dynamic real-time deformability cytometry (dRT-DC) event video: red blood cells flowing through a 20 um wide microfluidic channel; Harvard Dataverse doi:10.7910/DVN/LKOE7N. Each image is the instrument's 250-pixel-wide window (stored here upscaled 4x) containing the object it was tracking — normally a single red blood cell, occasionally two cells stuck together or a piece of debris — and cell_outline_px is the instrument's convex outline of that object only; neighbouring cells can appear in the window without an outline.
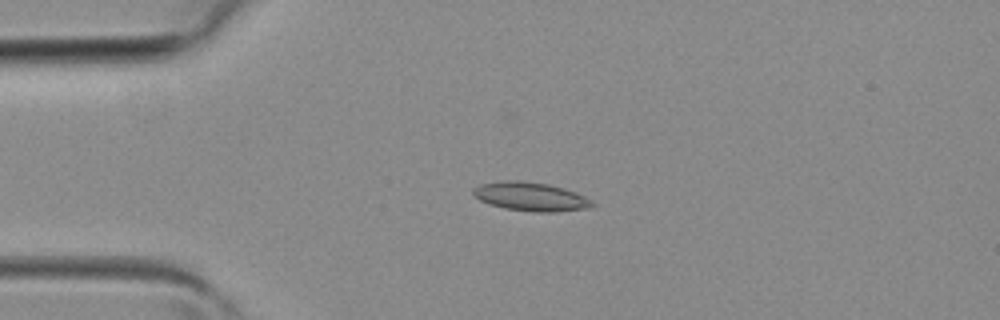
{"species": "common noctule bat (a hibernating species)", "species_latin": "Nyctalus noctula", "temperature_condition": "room temperature", "stored_images_in_passage": 4, "camera_frame_rate_fps": 3000, "um_per_image_px": 0.085, "animal": {"sex": "female", "body_mass_g": 19.3, "forearm_length_mm": 54.1}, "frame": {"image": 1, "passage_image": 3, "time_ms": 0.667, "image_size_px": [1000, 320], "cell_outline_px": [[596, 204], [592, 208], [556, 212], [532, 212], [504, 208], [488, 204], [472, 196], [472, 188], [480, 184], [504, 180], [520, 180], [548, 184], [564, 188], [576, 192], [584, 196]], "centroid_in_image_um": [45.09, 16.71], "position_along_channel_um": 39.9, "area_um2": 20.29}}